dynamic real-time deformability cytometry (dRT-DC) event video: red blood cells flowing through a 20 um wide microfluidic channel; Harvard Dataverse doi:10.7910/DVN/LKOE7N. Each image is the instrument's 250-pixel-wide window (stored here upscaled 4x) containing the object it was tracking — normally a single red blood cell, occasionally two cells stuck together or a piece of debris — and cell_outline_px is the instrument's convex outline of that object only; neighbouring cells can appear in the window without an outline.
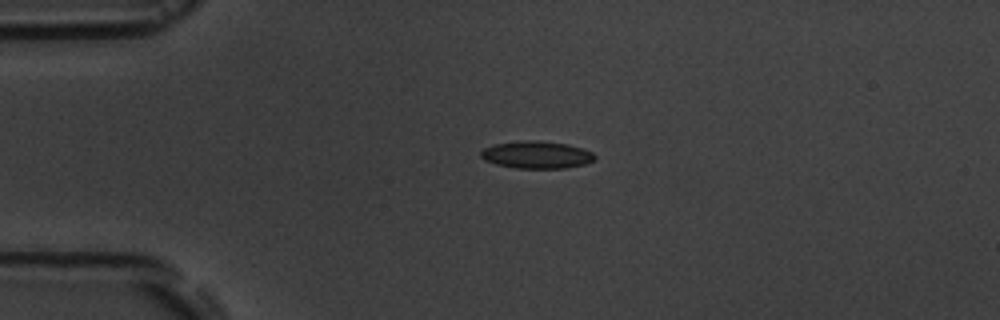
{"species": "common noctule bat (a hibernating species)", "species_latin": "Nyctalus noctula", "temperature_condition": "room temperature", "stored_images_in_passage": 5, "camera_frame_rate_fps": 3000, "um_per_image_px": 0.085, "animal": {"sex": "male", "body_mass_g": 19.5, "forearm_length_mm": 54.6}, "frame": {"image": 1, "passage_image": 1, "time_ms": 0.0, "image_size_px": [1000, 320], "cell_outline_px": [[596, 156], [592, 160], [584, 164], [564, 168], [516, 168], [496, 164], [484, 160], [480, 156], [480, 152], [484, 148], [496, 144], [520, 140], [540, 140], [568, 144], [592, 152]], "centroid_in_image_um": [45.58, 13.15], "position_along_channel_um": 39.4, "area_um2": 18.09}}
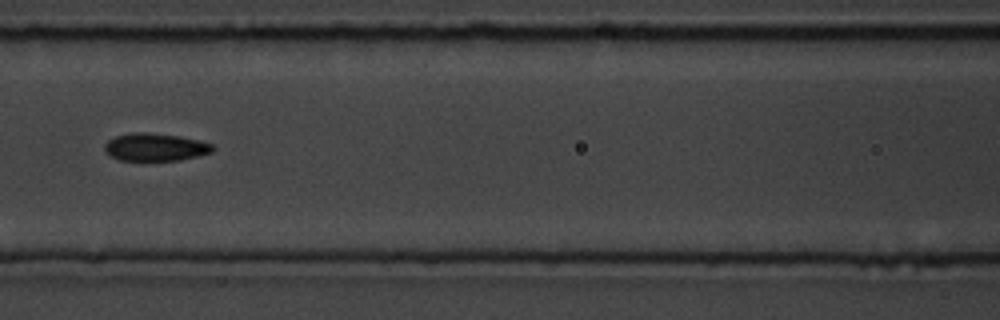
{"frame": {"image": 2, "passage_image": 4, "time_ms": 4.0, "image_size_px": [1000, 320], "cell_outline_px": [[212, 152], [180, 160], [120, 160], [112, 156], [104, 148], [104, 144], [108, 140], [116, 136], [132, 132], [148, 132], [180, 136], [212, 144]], "centroid_in_image_um": [13.17, 12.49], "position_along_channel_um": 153.4, "area_um2": 17.17}}
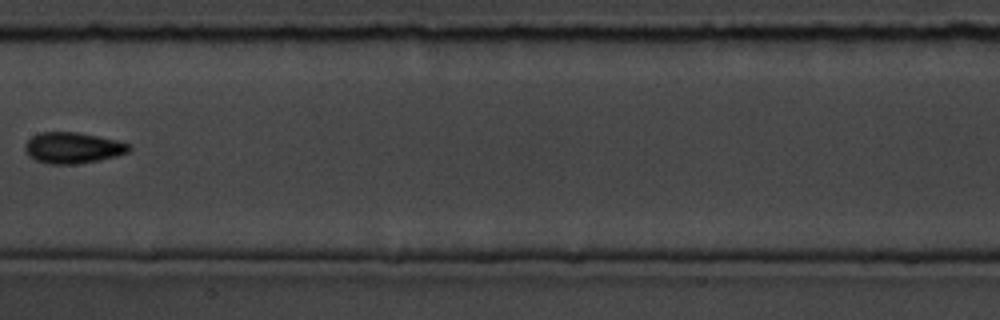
{"frame": {"image": 3, "passage_image": 5, "time_ms": 5.333, "image_size_px": [1000, 320], "cell_outline_px": [[132, 148], [128, 152], [116, 156], [100, 160], [76, 164], [48, 164], [36, 160], [28, 156], [24, 148], [24, 144], [32, 136], [40, 132], [76, 132], [116, 140], [132, 144]], "centroid_in_image_um": [6.19, 12.57], "position_along_channel_um": 201.2, "area_um2": 18.9}}